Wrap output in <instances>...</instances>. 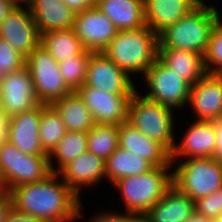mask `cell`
Segmentation results:
<instances>
[{
  "label": "cell",
  "instance_id": "obj_18",
  "mask_svg": "<svg viewBox=\"0 0 222 222\" xmlns=\"http://www.w3.org/2000/svg\"><path fill=\"white\" fill-rule=\"evenodd\" d=\"M119 147L146 159L154 167L171 163V153L161 143L146 137L128 121L119 125Z\"/></svg>",
  "mask_w": 222,
  "mask_h": 222
},
{
  "label": "cell",
  "instance_id": "obj_2",
  "mask_svg": "<svg viewBox=\"0 0 222 222\" xmlns=\"http://www.w3.org/2000/svg\"><path fill=\"white\" fill-rule=\"evenodd\" d=\"M102 53L131 77L142 75L158 59L159 35L147 25L118 31Z\"/></svg>",
  "mask_w": 222,
  "mask_h": 222
},
{
  "label": "cell",
  "instance_id": "obj_46",
  "mask_svg": "<svg viewBox=\"0 0 222 222\" xmlns=\"http://www.w3.org/2000/svg\"><path fill=\"white\" fill-rule=\"evenodd\" d=\"M211 222H222V215H219V216H217L215 218H212Z\"/></svg>",
  "mask_w": 222,
  "mask_h": 222
},
{
  "label": "cell",
  "instance_id": "obj_9",
  "mask_svg": "<svg viewBox=\"0 0 222 222\" xmlns=\"http://www.w3.org/2000/svg\"><path fill=\"white\" fill-rule=\"evenodd\" d=\"M39 104L31 74L26 66L1 77L0 112L5 117L31 110Z\"/></svg>",
  "mask_w": 222,
  "mask_h": 222
},
{
  "label": "cell",
  "instance_id": "obj_1",
  "mask_svg": "<svg viewBox=\"0 0 222 222\" xmlns=\"http://www.w3.org/2000/svg\"><path fill=\"white\" fill-rule=\"evenodd\" d=\"M61 180L52 173L42 181L13 187L7 192L11 205L46 222H75L84 217L81 198Z\"/></svg>",
  "mask_w": 222,
  "mask_h": 222
},
{
  "label": "cell",
  "instance_id": "obj_36",
  "mask_svg": "<svg viewBox=\"0 0 222 222\" xmlns=\"http://www.w3.org/2000/svg\"><path fill=\"white\" fill-rule=\"evenodd\" d=\"M5 222H46L43 219L34 217L30 214L20 212L13 206H11L5 216Z\"/></svg>",
  "mask_w": 222,
  "mask_h": 222
},
{
  "label": "cell",
  "instance_id": "obj_21",
  "mask_svg": "<svg viewBox=\"0 0 222 222\" xmlns=\"http://www.w3.org/2000/svg\"><path fill=\"white\" fill-rule=\"evenodd\" d=\"M28 7L40 34L73 28L76 13L62 0H30Z\"/></svg>",
  "mask_w": 222,
  "mask_h": 222
},
{
  "label": "cell",
  "instance_id": "obj_39",
  "mask_svg": "<svg viewBox=\"0 0 222 222\" xmlns=\"http://www.w3.org/2000/svg\"><path fill=\"white\" fill-rule=\"evenodd\" d=\"M215 124L216 132V150L214 158L218 159L222 163V118L213 121Z\"/></svg>",
  "mask_w": 222,
  "mask_h": 222
},
{
  "label": "cell",
  "instance_id": "obj_33",
  "mask_svg": "<svg viewBox=\"0 0 222 222\" xmlns=\"http://www.w3.org/2000/svg\"><path fill=\"white\" fill-rule=\"evenodd\" d=\"M204 57L207 73L219 74L222 72V24L219 21L213 27L208 51Z\"/></svg>",
  "mask_w": 222,
  "mask_h": 222
},
{
  "label": "cell",
  "instance_id": "obj_38",
  "mask_svg": "<svg viewBox=\"0 0 222 222\" xmlns=\"http://www.w3.org/2000/svg\"><path fill=\"white\" fill-rule=\"evenodd\" d=\"M74 13L85 11L95 6V0H62Z\"/></svg>",
  "mask_w": 222,
  "mask_h": 222
},
{
  "label": "cell",
  "instance_id": "obj_31",
  "mask_svg": "<svg viewBox=\"0 0 222 222\" xmlns=\"http://www.w3.org/2000/svg\"><path fill=\"white\" fill-rule=\"evenodd\" d=\"M18 154H23L8 140L0 144V187L8 192L17 186Z\"/></svg>",
  "mask_w": 222,
  "mask_h": 222
},
{
  "label": "cell",
  "instance_id": "obj_15",
  "mask_svg": "<svg viewBox=\"0 0 222 222\" xmlns=\"http://www.w3.org/2000/svg\"><path fill=\"white\" fill-rule=\"evenodd\" d=\"M190 105V107H189ZM187 106L198 121L222 118V79L218 74L204 75L191 85Z\"/></svg>",
  "mask_w": 222,
  "mask_h": 222
},
{
  "label": "cell",
  "instance_id": "obj_14",
  "mask_svg": "<svg viewBox=\"0 0 222 222\" xmlns=\"http://www.w3.org/2000/svg\"><path fill=\"white\" fill-rule=\"evenodd\" d=\"M47 104L15 114L8 118L7 140L22 153L35 156H48L39 137L41 111Z\"/></svg>",
  "mask_w": 222,
  "mask_h": 222
},
{
  "label": "cell",
  "instance_id": "obj_8",
  "mask_svg": "<svg viewBox=\"0 0 222 222\" xmlns=\"http://www.w3.org/2000/svg\"><path fill=\"white\" fill-rule=\"evenodd\" d=\"M25 66L31 74L37 99L47 105L73 92L62 77L58 62L42 46L26 57Z\"/></svg>",
  "mask_w": 222,
  "mask_h": 222
},
{
  "label": "cell",
  "instance_id": "obj_16",
  "mask_svg": "<svg viewBox=\"0 0 222 222\" xmlns=\"http://www.w3.org/2000/svg\"><path fill=\"white\" fill-rule=\"evenodd\" d=\"M171 152V163L179 159L214 157L216 150V132L213 121H192ZM178 143V145H177Z\"/></svg>",
  "mask_w": 222,
  "mask_h": 222
},
{
  "label": "cell",
  "instance_id": "obj_48",
  "mask_svg": "<svg viewBox=\"0 0 222 222\" xmlns=\"http://www.w3.org/2000/svg\"><path fill=\"white\" fill-rule=\"evenodd\" d=\"M198 1H199V3H201V2L203 3V2L206 1V0H198Z\"/></svg>",
  "mask_w": 222,
  "mask_h": 222
},
{
  "label": "cell",
  "instance_id": "obj_45",
  "mask_svg": "<svg viewBox=\"0 0 222 222\" xmlns=\"http://www.w3.org/2000/svg\"><path fill=\"white\" fill-rule=\"evenodd\" d=\"M123 222H144L143 218L127 217Z\"/></svg>",
  "mask_w": 222,
  "mask_h": 222
},
{
  "label": "cell",
  "instance_id": "obj_13",
  "mask_svg": "<svg viewBox=\"0 0 222 222\" xmlns=\"http://www.w3.org/2000/svg\"><path fill=\"white\" fill-rule=\"evenodd\" d=\"M73 30L83 47L92 52H102L118 32L110 18L96 5L75 14Z\"/></svg>",
  "mask_w": 222,
  "mask_h": 222
},
{
  "label": "cell",
  "instance_id": "obj_35",
  "mask_svg": "<svg viewBox=\"0 0 222 222\" xmlns=\"http://www.w3.org/2000/svg\"><path fill=\"white\" fill-rule=\"evenodd\" d=\"M195 211L209 219L222 215V188L197 199Z\"/></svg>",
  "mask_w": 222,
  "mask_h": 222
},
{
  "label": "cell",
  "instance_id": "obj_6",
  "mask_svg": "<svg viewBox=\"0 0 222 222\" xmlns=\"http://www.w3.org/2000/svg\"><path fill=\"white\" fill-rule=\"evenodd\" d=\"M174 164L173 185L192 200L196 201L222 188V163L218 159L189 158Z\"/></svg>",
  "mask_w": 222,
  "mask_h": 222
},
{
  "label": "cell",
  "instance_id": "obj_43",
  "mask_svg": "<svg viewBox=\"0 0 222 222\" xmlns=\"http://www.w3.org/2000/svg\"><path fill=\"white\" fill-rule=\"evenodd\" d=\"M185 222H211V219L194 211Z\"/></svg>",
  "mask_w": 222,
  "mask_h": 222
},
{
  "label": "cell",
  "instance_id": "obj_27",
  "mask_svg": "<svg viewBox=\"0 0 222 222\" xmlns=\"http://www.w3.org/2000/svg\"><path fill=\"white\" fill-rule=\"evenodd\" d=\"M85 152H87V132L68 131L48 155L52 172L58 173L64 166Z\"/></svg>",
  "mask_w": 222,
  "mask_h": 222
},
{
  "label": "cell",
  "instance_id": "obj_30",
  "mask_svg": "<svg viewBox=\"0 0 222 222\" xmlns=\"http://www.w3.org/2000/svg\"><path fill=\"white\" fill-rule=\"evenodd\" d=\"M52 173L49 156L18 154L17 186L42 181Z\"/></svg>",
  "mask_w": 222,
  "mask_h": 222
},
{
  "label": "cell",
  "instance_id": "obj_22",
  "mask_svg": "<svg viewBox=\"0 0 222 222\" xmlns=\"http://www.w3.org/2000/svg\"><path fill=\"white\" fill-rule=\"evenodd\" d=\"M118 31L141 28L145 23L144 0H95Z\"/></svg>",
  "mask_w": 222,
  "mask_h": 222
},
{
  "label": "cell",
  "instance_id": "obj_19",
  "mask_svg": "<svg viewBox=\"0 0 222 222\" xmlns=\"http://www.w3.org/2000/svg\"><path fill=\"white\" fill-rule=\"evenodd\" d=\"M195 211V201L172 185L142 217L144 222H185Z\"/></svg>",
  "mask_w": 222,
  "mask_h": 222
},
{
  "label": "cell",
  "instance_id": "obj_10",
  "mask_svg": "<svg viewBox=\"0 0 222 222\" xmlns=\"http://www.w3.org/2000/svg\"><path fill=\"white\" fill-rule=\"evenodd\" d=\"M76 92L92 113L95 123L120 125L128 121V107L132 94H112L85 84Z\"/></svg>",
  "mask_w": 222,
  "mask_h": 222
},
{
  "label": "cell",
  "instance_id": "obj_34",
  "mask_svg": "<svg viewBox=\"0 0 222 222\" xmlns=\"http://www.w3.org/2000/svg\"><path fill=\"white\" fill-rule=\"evenodd\" d=\"M26 57L0 38V74L6 75L25 66Z\"/></svg>",
  "mask_w": 222,
  "mask_h": 222
},
{
  "label": "cell",
  "instance_id": "obj_40",
  "mask_svg": "<svg viewBox=\"0 0 222 222\" xmlns=\"http://www.w3.org/2000/svg\"><path fill=\"white\" fill-rule=\"evenodd\" d=\"M11 199L7 192L0 193V222H5V216L11 207Z\"/></svg>",
  "mask_w": 222,
  "mask_h": 222
},
{
  "label": "cell",
  "instance_id": "obj_4",
  "mask_svg": "<svg viewBox=\"0 0 222 222\" xmlns=\"http://www.w3.org/2000/svg\"><path fill=\"white\" fill-rule=\"evenodd\" d=\"M217 21V7L201 2L159 34V48L188 50L205 55Z\"/></svg>",
  "mask_w": 222,
  "mask_h": 222
},
{
  "label": "cell",
  "instance_id": "obj_5",
  "mask_svg": "<svg viewBox=\"0 0 222 222\" xmlns=\"http://www.w3.org/2000/svg\"><path fill=\"white\" fill-rule=\"evenodd\" d=\"M173 112V108L144 97L137 88L129 102L128 122L171 153L176 143Z\"/></svg>",
  "mask_w": 222,
  "mask_h": 222
},
{
  "label": "cell",
  "instance_id": "obj_24",
  "mask_svg": "<svg viewBox=\"0 0 222 222\" xmlns=\"http://www.w3.org/2000/svg\"><path fill=\"white\" fill-rule=\"evenodd\" d=\"M60 114L67 131L88 132L96 123L76 91L51 104Z\"/></svg>",
  "mask_w": 222,
  "mask_h": 222
},
{
  "label": "cell",
  "instance_id": "obj_29",
  "mask_svg": "<svg viewBox=\"0 0 222 222\" xmlns=\"http://www.w3.org/2000/svg\"><path fill=\"white\" fill-rule=\"evenodd\" d=\"M60 114L50 104L41 111L39 137L44 151L49 155L67 133Z\"/></svg>",
  "mask_w": 222,
  "mask_h": 222
},
{
  "label": "cell",
  "instance_id": "obj_23",
  "mask_svg": "<svg viewBox=\"0 0 222 222\" xmlns=\"http://www.w3.org/2000/svg\"><path fill=\"white\" fill-rule=\"evenodd\" d=\"M158 58L190 85L207 74L203 54L188 50L159 48Z\"/></svg>",
  "mask_w": 222,
  "mask_h": 222
},
{
  "label": "cell",
  "instance_id": "obj_28",
  "mask_svg": "<svg viewBox=\"0 0 222 222\" xmlns=\"http://www.w3.org/2000/svg\"><path fill=\"white\" fill-rule=\"evenodd\" d=\"M119 147V125L95 124L87 132V151L106 160Z\"/></svg>",
  "mask_w": 222,
  "mask_h": 222
},
{
  "label": "cell",
  "instance_id": "obj_32",
  "mask_svg": "<svg viewBox=\"0 0 222 222\" xmlns=\"http://www.w3.org/2000/svg\"><path fill=\"white\" fill-rule=\"evenodd\" d=\"M91 54L92 51L86 50L76 58L58 62L59 71L72 91H77L84 85Z\"/></svg>",
  "mask_w": 222,
  "mask_h": 222
},
{
  "label": "cell",
  "instance_id": "obj_17",
  "mask_svg": "<svg viewBox=\"0 0 222 222\" xmlns=\"http://www.w3.org/2000/svg\"><path fill=\"white\" fill-rule=\"evenodd\" d=\"M58 174L62 181L81 198L82 188L96 187L106 179L105 160L87 151L64 166Z\"/></svg>",
  "mask_w": 222,
  "mask_h": 222
},
{
  "label": "cell",
  "instance_id": "obj_3",
  "mask_svg": "<svg viewBox=\"0 0 222 222\" xmlns=\"http://www.w3.org/2000/svg\"><path fill=\"white\" fill-rule=\"evenodd\" d=\"M173 164L153 167L146 173L124 177L113 184L124 203V217L142 218L173 185ZM169 169V170H168ZM171 170V171H170Z\"/></svg>",
  "mask_w": 222,
  "mask_h": 222
},
{
  "label": "cell",
  "instance_id": "obj_25",
  "mask_svg": "<svg viewBox=\"0 0 222 222\" xmlns=\"http://www.w3.org/2000/svg\"><path fill=\"white\" fill-rule=\"evenodd\" d=\"M153 167L146 159L118 147L105 160L106 180L104 182L109 181L113 185L124 177L141 175Z\"/></svg>",
  "mask_w": 222,
  "mask_h": 222
},
{
  "label": "cell",
  "instance_id": "obj_44",
  "mask_svg": "<svg viewBox=\"0 0 222 222\" xmlns=\"http://www.w3.org/2000/svg\"><path fill=\"white\" fill-rule=\"evenodd\" d=\"M11 1L15 6H28L30 0H9ZM23 3V4H22Z\"/></svg>",
  "mask_w": 222,
  "mask_h": 222
},
{
  "label": "cell",
  "instance_id": "obj_41",
  "mask_svg": "<svg viewBox=\"0 0 222 222\" xmlns=\"http://www.w3.org/2000/svg\"><path fill=\"white\" fill-rule=\"evenodd\" d=\"M15 5L9 0H0V24L6 16L12 11Z\"/></svg>",
  "mask_w": 222,
  "mask_h": 222
},
{
  "label": "cell",
  "instance_id": "obj_11",
  "mask_svg": "<svg viewBox=\"0 0 222 222\" xmlns=\"http://www.w3.org/2000/svg\"><path fill=\"white\" fill-rule=\"evenodd\" d=\"M84 84L112 94H133L137 89L134 78L102 52H92Z\"/></svg>",
  "mask_w": 222,
  "mask_h": 222
},
{
  "label": "cell",
  "instance_id": "obj_12",
  "mask_svg": "<svg viewBox=\"0 0 222 222\" xmlns=\"http://www.w3.org/2000/svg\"><path fill=\"white\" fill-rule=\"evenodd\" d=\"M0 38L28 57L40 46L41 34L28 6H15L0 24Z\"/></svg>",
  "mask_w": 222,
  "mask_h": 222
},
{
  "label": "cell",
  "instance_id": "obj_42",
  "mask_svg": "<svg viewBox=\"0 0 222 222\" xmlns=\"http://www.w3.org/2000/svg\"><path fill=\"white\" fill-rule=\"evenodd\" d=\"M8 118L0 112V144L7 140Z\"/></svg>",
  "mask_w": 222,
  "mask_h": 222
},
{
  "label": "cell",
  "instance_id": "obj_47",
  "mask_svg": "<svg viewBox=\"0 0 222 222\" xmlns=\"http://www.w3.org/2000/svg\"><path fill=\"white\" fill-rule=\"evenodd\" d=\"M217 13H218V21L222 24V14H221V10L219 11V9H217Z\"/></svg>",
  "mask_w": 222,
  "mask_h": 222
},
{
  "label": "cell",
  "instance_id": "obj_20",
  "mask_svg": "<svg viewBox=\"0 0 222 222\" xmlns=\"http://www.w3.org/2000/svg\"><path fill=\"white\" fill-rule=\"evenodd\" d=\"M198 4V0H144L145 23L159 35Z\"/></svg>",
  "mask_w": 222,
  "mask_h": 222
},
{
  "label": "cell",
  "instance_id": "obj_26",
  "mask_svg": "<svg viewBox=\"0 0 222 222\" xmlns=\"http://www.w3.org/2000/svg\"><path fill=\"white\" fill-rule=\"evenodd\" d=\"M40 46L48 51L57 62L76 58L86 51L73 28L41 34Z\"/></svg>",
  "mask_w": 222,
  "mask_h": 222
},
{
  "label": "cell",
  "instance_id": "obj_7",
  "mask_svg": "<svg viewBox=\"0 0 222 222\" xmlns=\"http://www.w3.org/2000/svg\"><path fill=\"white\" fill-rule=\"evenodd\" d=\"M142 77L146 83L144 86H147V93H144V97L174 110L177 108V111L187 107L191 85L159 58Z\"/></svg>",
  "mask_w": 222,
  "mask_h": 222
},
{
  "label": "cell",
  "instance_id": "obj_37",
  "mask_svg": "<svg viewBox=\"0 0 222 222\" xmlns=\"http://www.w3.org/2000/svg\"><path fill=\"white\" fill-rule=\"evenodd\" d=\"M127 217H124L119 214V212L114 210L105 211V212H97V214L94 213L92 218H89L90 220L87 222H123Z\"/></svg>",
  "mask_w": 222,
  "mask_h": 222
}]
</instances>
